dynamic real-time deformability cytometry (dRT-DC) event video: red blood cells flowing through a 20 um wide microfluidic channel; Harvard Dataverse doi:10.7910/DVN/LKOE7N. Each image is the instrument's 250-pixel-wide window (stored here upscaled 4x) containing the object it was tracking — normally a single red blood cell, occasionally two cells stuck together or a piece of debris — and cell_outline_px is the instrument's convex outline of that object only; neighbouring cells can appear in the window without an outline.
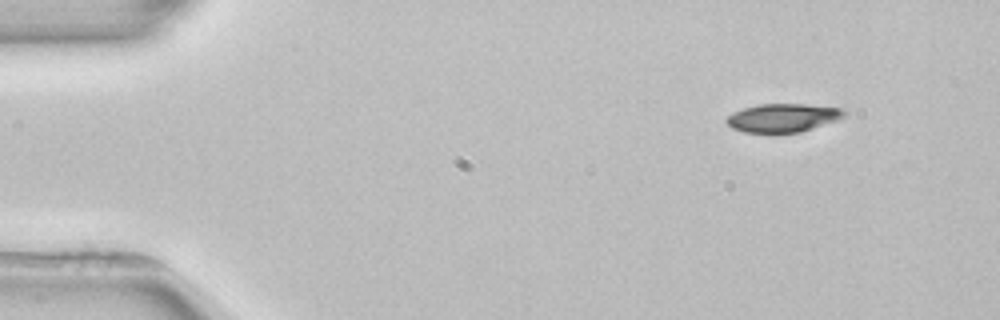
{"species": "common noctule bat (a hibernating species)", "species_latin": "Nyctalus noctula", "temperature_condition": "room temperature", "stored_images_in_passage": 4, "camera_frame_rate_fps": 3000, "um_per_image_px": 0.085, "animal": {"sex": "female", "body_mass_g": 22.7, "forearm_length_mm": 54.2}, "frame": {"image": 1, "passage_image": 1, "time_ms": 0.0, "image_size_px": [1000, 320], "cell_outline_px": [[848, 112], [844, 116], [836, 120], [800, 132], [744, 132], [732, 128], [724, 120], [732, 112], [756, 104], [804, 104], [840, 108]], "centroid_in_image_um": [66.51, 10.0], "position_along_channel_um": 18.5, "area_um2": 19.31}}
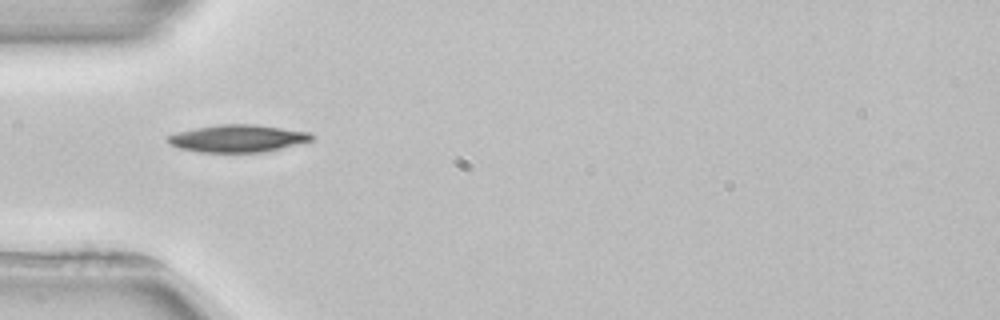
{"frame": {"image": 2, "passage_image": 4, "time_ms": 3.667, "image_size_px": [1000, 320], "cell_outline_px": [[316, 136], [312, 140], [280, 148], [260, 152], [200, 152], [180, 148], [172, 144], [168, 140], [168, 136], [176, 132], [196, 128], [220, 124], [256, 124], [308, 132]], "centroid_in_image_um": [20.22, 11.76], "position_along_channel_um": 64.8, "area_um2": 22.6}}